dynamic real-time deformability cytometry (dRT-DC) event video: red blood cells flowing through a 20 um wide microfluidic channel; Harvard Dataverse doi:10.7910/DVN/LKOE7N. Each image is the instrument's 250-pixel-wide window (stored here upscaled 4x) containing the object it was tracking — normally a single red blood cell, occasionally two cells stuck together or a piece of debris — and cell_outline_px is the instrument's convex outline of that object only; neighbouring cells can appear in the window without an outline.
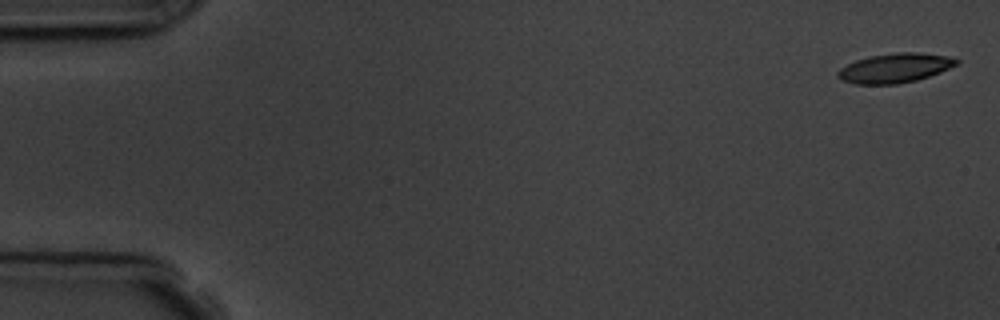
{"species": "common noctule bat (a hibernating species)", "species_latin": "Nyctalus noctula", "temperature_condition": "room temperature", "stored_images_in_passage": 7, "camera_frame_rate_fps": 3000, "um_per_image_px": 0.085, "animal": {"sex": "male", "body_mass_g": 19.5, "forearm_length_mm": 54.6}, "frame": {"image": 1, "passage_image": 1, "time_ms": 0.0, "image_size_px": [1000, 320], "cell_outline_px": [[960, 60], [956, 64], [940, 72], [916, 80], [896, 84], [856, 84], [840, 80], [836, 76], [836, 72], [840, 68], [856, 60], [868, 56], [900, 52], [916, 52], [948, 56]], "centroid_in_image_um": [76.02, 5.78], "position_along_channel_um": 9.0, "area_um2": 20.23}}
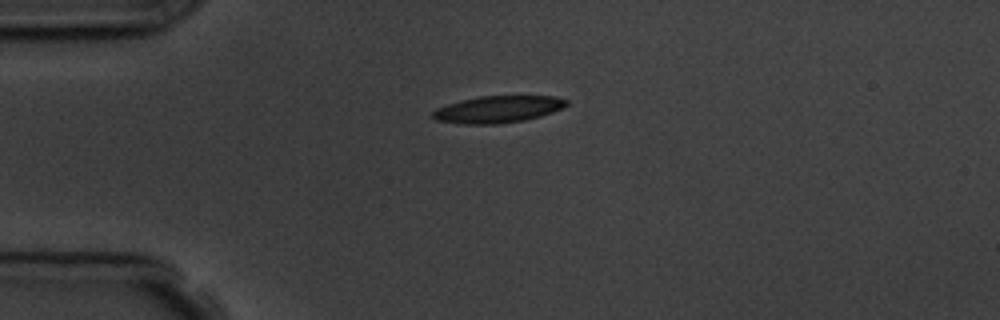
{"frame": {"image": 2, "passage_image": 4, "time_ms": 4.0, "image_size_px": [1000, 320], "cell_outline_px": [[568, 104], [552, 112], [540, 116], [524, 120], [496, 124], [464, 124], [436, 120], [432, 116], [432, 112], [436, 108], [460, 100], [480, 96], [556, 96], [568, 100]], "centroid_in_image_um": [42.31, 9.28], "position_along_channel_um": 42.7, "area_um2": 20.87}}